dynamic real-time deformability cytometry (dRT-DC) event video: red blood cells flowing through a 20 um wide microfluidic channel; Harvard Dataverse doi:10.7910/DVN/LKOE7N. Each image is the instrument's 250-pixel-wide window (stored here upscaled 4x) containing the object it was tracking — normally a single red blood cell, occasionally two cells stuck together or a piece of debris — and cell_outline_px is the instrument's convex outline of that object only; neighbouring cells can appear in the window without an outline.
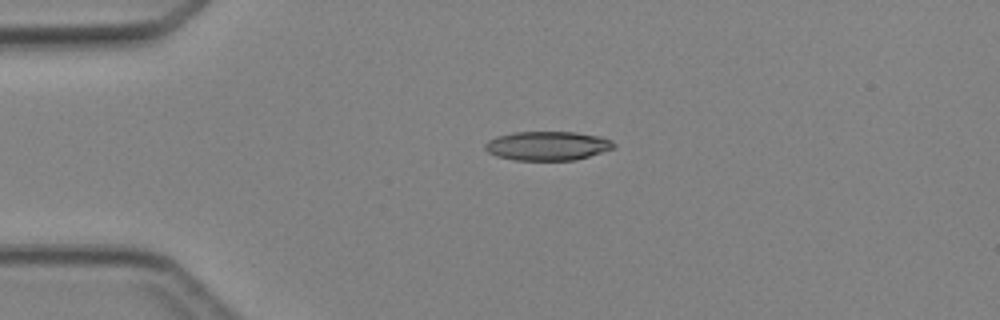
{"species": "Egyptian fruit bat (a non-hibernating species)", "species_latin": "Rousettus aegyptiacus", "temperature_condition": "cold", "stored_images_in_passage": 5, "camera_frame_rate_fps": 3000, "um_per_image_px": 0.085, "animal": {"sex": "female"}, "frame": {"image": 1, "passage_image": 3, "time_ms": 3.0, "image_size_px": [1000, 320], "cell_outline_px": [[616, 148], [576, 160], [516, 160], [496, 156], [488, 152], [484, 148], [484, 144], [488, 140], [496, 136], [512, 132], [576, 132], [600, 136], [612, 140], [616, 144]], "centroid_in_image_um": [46.55, 12.39], "position_along_channel_um": 38.4, "area_um2": 22.02}}
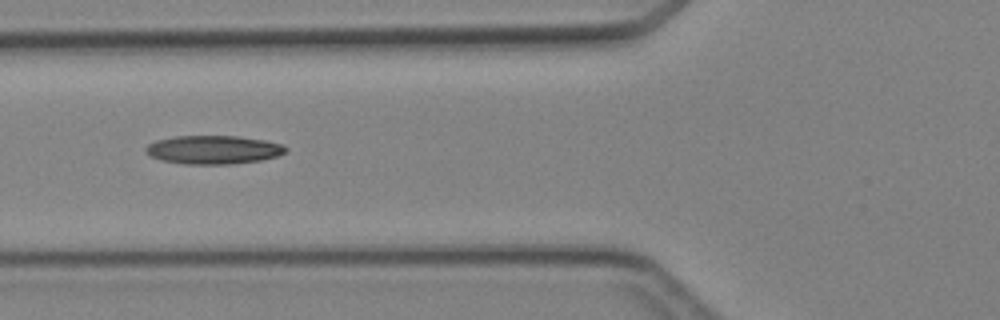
{"frame": {"image": 2, "passage_image": 5, "time_ms": 5.333, "image_size_px": [1000, 320], "cell_outline_px": [[288, 148], [284, 152], [276, 156], [260, 160], [228, 164], [184, 164], [160, 160], [144, 152], [144, 148], [148, 144], [156, 140], [176, 136], [236, 136], [264, 140], [284, 144]], "centroid_in_image_um": [18.11, 12.72], "position_along_channel_um": 107.7, "area_um2": 23.24}}